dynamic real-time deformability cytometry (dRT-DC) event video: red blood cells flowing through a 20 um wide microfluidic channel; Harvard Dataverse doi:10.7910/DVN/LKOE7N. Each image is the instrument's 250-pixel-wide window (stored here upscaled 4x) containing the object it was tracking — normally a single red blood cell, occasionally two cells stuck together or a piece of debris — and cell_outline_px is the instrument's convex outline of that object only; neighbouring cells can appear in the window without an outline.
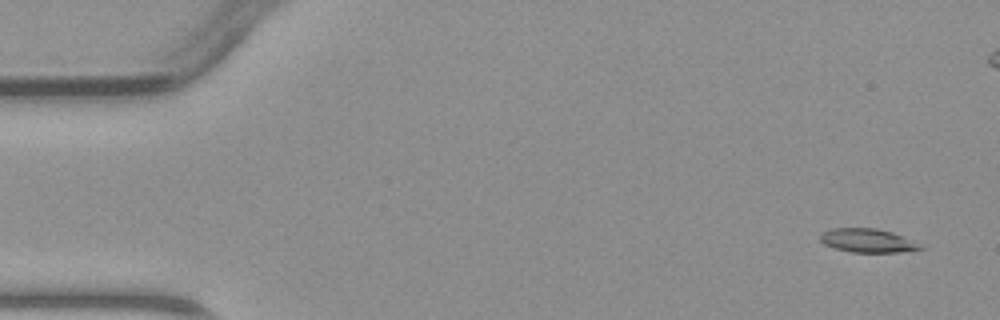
{"species": "common noctule bat (a hibernating species)", "species_latin": "Nyctalus noctula", "temperature_condition": "warm", "stored_images_in_passage": 4, "camera_frame_rate_fps": 3000, "um_per_image_px": 0.085, "animal": {"sex": "male", "body_mass_g": 23.1, "forearm_length_mm": 52.7}, "frame": {"image": 1, "passage_image": 1, "time_ms": 0.0, "image_size_px": [1000, 320], "cell_outline_px": [[924, 248], [896, 252], [852, 252], [836, 248], [824, 244], [820, 240], [820, 232], [832, 228], [876, 228], [892, 232]], "centroid_in_image_um": [73.62, 20.43], "position_along_channel_um": 11.4, "area_um2": 13.41}}